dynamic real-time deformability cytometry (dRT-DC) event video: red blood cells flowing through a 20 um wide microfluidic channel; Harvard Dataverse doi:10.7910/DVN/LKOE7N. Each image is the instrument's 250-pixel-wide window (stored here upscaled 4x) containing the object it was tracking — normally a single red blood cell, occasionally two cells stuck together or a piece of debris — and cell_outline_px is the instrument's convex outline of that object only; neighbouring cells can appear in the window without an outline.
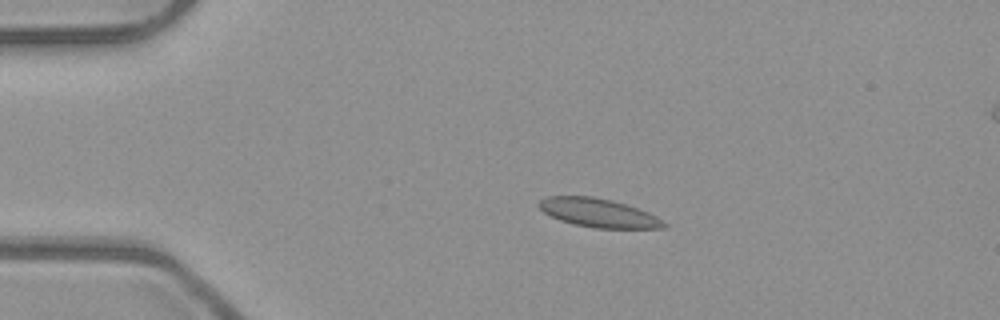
{"species": "common noctule bat (a hibernating species)", "species_latin": "Nyctalus noctula", "temperature_condition": "room temperature", "stored_images_in_passage": 6, "camera_frame_rate_fps": 3000, "um_per_image_px": 0.085, "animal": {"sex": "male", "body_mass_g": 23.1, "forearm_length_mm": 52.7}, "frame": {"image": 1, "passage_image": 4, "time_ms": 1.0, "image_size_px": [1000, 320], "cell_outline_px": [[668, 228], [596, 228], [576, 224], [560, 220], [544, 212], [536, 204], [540, 200], [548, 196], [592, 196], [612, 200], [648, 212], [656, 216], [668, 224]], "centroid_in_image_um": [50.88, 18.09], "position_along_channel_um": 34.1, "area_um2": 20.69}}